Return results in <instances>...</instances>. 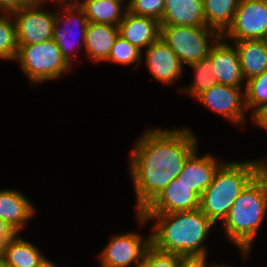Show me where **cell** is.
<instances>
[{"mask_svg":"<svg viewBox=\"0 0 267 267\" xmlns=\"http://www.w3.org/2000/svg\"><path fill=\"white\" fill-rule=\"evenodd\" d=\"M190 127H149L137 137L129 152V176L140 214L182 171L187 158L199 147Z\"/></svg>","mask_w":267,"mask_h":267,"instance_id":"obj_1","label":"cell"},{"mask_svg":"<svg viewBox=\"0 0 267 267\" xmlns=\"http://www.w3.org/2000/svg\"><path fill=\"white\" fill-rule=\"evenodd\" d=\"M135 217L140 227L153 223L150 226L151 245L156 249L178 255L209 254L205 242L216 225L200 209L140 213Z\"/></svg>","mask_w":267,"mask_h":267,"instance_id":"obj_2","label":"cell"},{"mask_svg":"<svg viewBox=\"0 0 267 267\" xmlns=\"http://www.w3.org/2000/svg\"><path fill=\"white\" fill-rule=\"evenodd\" d=\"M267 218V181L258 173L234 201L221 223L227 241L249 261L255 239Z\"/></svg>","mask_w":267,"mask_h":267,"instance_id":"obj_3","label":"cell"},{"mask_svg":"<svg viewBox=\"0 0 267 267\" xmlns=\"http://www.w3.org/2000/svg\"><path fill=\"white\" fill-rule=\"evenodd\" d=\"M258 173V158L225 160L216 170L211 184L201 194L199 209L215 225L222 223L234 201Z\"/></svg>","mask_w":267,"mask_h":267,"instance_id":"obj_4","label":"cell"},{"mask_svg":"<svg viewBox=\"0 0 267 267\" xmlns=\"http://www.w3.org/2000/svg\"><path fill=\"white\" fill-rule=\"evenodd\" d=\"M14 62L24 72L30 85L63 79L73 67L62 56L54 39L38 44H18Z\"/></svg>","mask_w":267,"mask_h":267,"instance_id":"obj_5","label":"cell"},{"mask_svg":"<svg viewBox=\"0 0 267 267\" xmlns=\"http://www.w3.org/2000/svg\"><path fill=\"white\" fill-rule=\"evenodd\" d=\"M221 36L208 26L160 25L161 39L175 51L184 66L207 58Z\"/></svg>","mask_w":267,"mask_h":267,"instance_id":"obj_6","label":"cell"},{"mask_svg":"<svg viewBox=\"0 0 267 267\" xmlns=\"http://www.w3.org/2000/svg\"><path fill=\"white\" fill-rule=\"evenodd\" d=\"M55 5L58 10H55L52 38L57 43L62 56L73 67L77 58L81 56L80 51L84 50L88 19L77 3Z\"/></svg>","mask_w":267,"mask_h":267,"instance_id":"obj_7","label":"cell"},{"mask_svg":"<svg viewBox=\"0 0 267 267\" xmlns=\"http://www.w3.org/2000/svg\"><path fill=\"white\" fill-rule=\"evenodd\" d=\"M128 230L113 234L97 256L101 267H142L143 257L151 245V233Z\"/></svg>","mask_w":267,"mask_h":267,"instance_id":"obj_8","label":"cell"},{"mask_svg":"<svg viewBox=\"0 0 267 267\" xmlns=\"http://www.w3.org/2000/svg\"><path fill=\"white\" fill-rule=\"evenodd\" d=\"M244 89L245 87L216 84L199 93L194 99L207 110L221 115L241 129L248 122Z\"/></svg>","mask_w":267,"mask_h":267,"instance_id":"obj_9","label":"cell"},{"mask_svg":"<svg viewBox=\"0 0 267 267\" xmlns=\"http://www.w3.org/2000/svg\"><path fill=\"white\" fill-rule=\"evenodd\" d=\"M267 35V0H239L234 18L222 34L226 40L264 39Z\"/></svg>","mask_w":267,"mask_h":267,"instance_id":"obj_10","label":"cell"},{"mask_svg":"<svg viewBox=\"0 0 267 267\" xmlns=\"http://www.w3.org/2000/svg\"><path fill=\"white\" fill-rule=\"evenodd\" d=\"M45 5L44 2H35L11 13L18 44H38L52 39L55 11L46 10Z\"/></svg>","mask_w":267,"mask_h":267,"instance_id":"obj_11","label":"cell"},{"mask_svg":"<svg viewBox=\"0 0 267 267\" xmlns=\"http://www.w3.org/2000/svg\"><path fill=\"white\" fill-rule=\"evenodd\" d=\"M141 63L145 64L153 79L166 86L180 82L186 69L175 51L161 37L142 51Z\"/></svg>","mask_w":267,"mask_h":267,"instance_id":"obj_12","label":"cell"},{"mask_svg":"<svg viewBox=\"0 0 267 267\" xmlns=\"http://www.w3.org/2000/svg\"><path fill=\"white\" fill-rule=\"evenodd\" d=\"M199 207L200 196L192 187L175 178L141 213H174Z\"/></svg>","mask_w":267,"mask_h":267,"instance_id":"obj_13","label":"cell"},{"mask_svg":"<svg viewBox=\"0 0 267 267\" xmlns=\"http://www.w3.org/2000/svg\"><path fill=\"white\" fill-rule=\"evenodd\" d=\"M208 57L211 59L213 74L217 77L218 84L245 87L246 81L242 74L239 55L232 42L221 36L212 46Z\"/></svg>","mask_w":267,"mask_h":267,"instance_id":"obj_14","label":"cell"},{"mask_svg":"<svg viewBox=\"0 0 267 267\" xmlns=\"http://www.w3.org/2000/svg\"><path fill=\"white\" fill-rule=\"evenodd\" d=\"M196 149L185 161L182 171L177 179L192 189L199 195L211 184L216 170L226 160L216 158L212 153L202 154Z\"/></svg>","mask_w":267,"mask_h":267,"instance_id":"obj_15","label":"cell"},{"mask_svg":"<svg viewBox=\"0 0 267 267\" xmlns=\"http://www.w3.org/2000/svg\"><path fill=\"white\" fill-rule=\"evenodd\" d=\"M27 197L17 189H0V219L17 233H22L27 222L36 215L35 204Z\"/></svg>","mask_w":267,"mask_h":267,"instance_id":"obj_16","label":"cell"},{"mask_svg":"<svg viewBox=\"0 0 267 267\" xmlns=\"http://www.w3.org/2000/svg\"><path fill=\"white\" fill-rule=\"evenodd\" d=\"M118 29L119 35L141 52L160 37V22L157 19L134 15L128 11Z\"/></svg>","mask_w":267,"mask_h":267,"instance_id":"obj_17","label":"cell"},{"mask_svg":"<svg viewBox=\"0 0 267 267\" xmlns=\"http://www.w3.org/2000/svg\"><path fill=\"white\" fill-rule=\"evenodd\" d=\"M118 35V26L88 22L84 43L86 58L93 64L105 62Z\"/></svg>","mask_w":267,"mask_h":267,"instance_id":"obj_18","label":"cell"},{"mask_svg":"<svg viewBox=\"0 0 267 267\" xmlns=\"http://www.w3.org/2000/svg\"><path fill=\"white\" fill-rule=\"evenodd\" d=\"M160 25L207 26L203 0H165Z\"/></svg>","mask_w":267,"mask_h":267,"instance_id":"obj_19","label":"cell"},{"mask_svg":"<svg viewBox=\"0 0 267 267\" xmlns=\"http://www.w3.org/2000/svg\"><path fill=\"white\" fill-rule=\"evenodd\" d=\"M232 42L238 52L245 81L259 76L267 70V45L264 39Z\"/></svg>","mask_w":267,"mask_h":267,"instance_id":"obj_20","label":"cell"},{"mask_svg":"<svg viewBox=\"0 0 267 267\" xmlns=\"http://www.w3.org/2000/svg\"><path fill=\"white\" fill-rule=\"evenodd\" d=\"M77 4L91 23L118 26L127 11L120 0H79Z\"/></svg>","mask_w":267,"mask_h":267,"instance_id":"obj_21","label":"cell"},{"mask_svg":"<svg viewBox=\"0 0 267 267\" xmlns=\"http://www.w3.org/2000/svg\"><path fill=\"white\" fill-rule=\"evenodd\" d=\"M46 257L44 253L20 233L6 242L2 258L11 267H37Z\"/></svg>","mask_w":267,"mask_h":267,"instance_id":"obj_22","label":"cell"},{"mask_svg":"<svg viewBox=\"0 0 267 267\" xmlns=\"http://www.w3.org/2000/svg\"><path fill=\"white\" fill-rule=\"evenodd\" d=\"M239 0H203L206 25L221 35L233 21Z\"/></svg>","mask_w":267,"mask_h":267,"instance_id":"obj_23","label":"cell"},{"mask_svg":"<svg viewBox=\"0 0 267 267\" xmlns=\"http://www.w3.org/2000/svg\"><path fill=\"white\" fill-rule=\"evenodd\" d=\"M188 67L194 72V77L189 85L178 88L179 92H183L182 94H186L194 99L202 91L218 84V79L213 74L212 62L209 57L190 64Z\"/></svg>","mask_w":267,"mask_h":267,"instance_id":"obj_24","label":"cell"},{"mask_svg":"<svg viewBox=\"0 0 267 267\" xmlns=\"http://www.w3.org/2000/svg\"><path fill=\"white\" fill-rule=\"evenodd\" d=\"M244 94L245 106L247 111H250V117L267 107V70L246 81Z\"/></svg>","mask_w":267,"mask_h":267,"instance_id":"obj_25","label":"cell"},{"mask_svg":"<svg viewBox=\"0 0 267 267\" xmlns=\"http://www.w3.org/2000/svg\"><path fill=\"white\" fill-rule=\"evenodd\" d=\"M18 46L16 25L12 15L0 13V60L14 62Z\"/></svg>","mask_w":267,"mask_h":267,"instance_id":"obj_26","label":"cell"},{"mask_svg":"<svg viewBox=\"0 0 267 267\" xmlns=\"http://www.w3.org/2000/svg\"><path fill=\"white\" fill-rule=\"evenodd\" d=\"M141 56L142 52L138 48L118 35L112 46L110 55L104 63L109 62L114 63V65L116 63L124 67H131L133 64L135 65L133 68L140 69L139 65H142Z\"/></svg>","mask_w":267,"mask_h":267,"instance_id":"obj_27","label":"cell"},{"mask_svg":"<svg viewBox=\"0 0 267 267\" xmlns=\"http://www.w3.org/2000/svg\"><path fill=\"white\" fill-rule=\"evenodd\" d=\"M165 8V0H130L127 11L138 16H147L162 19Z\"/></svg>","mask_w":267,"mask_h":267,"instance_id":"obj_28","label":"cell"},{"mask_svg":"<svg viewBox=\"0 0 267 267\" xmlns=\"http://www.w3.org/2000/svg\"><path fill=\"white\" fill-rule=\"evenodd\" d=\"M180 255L163 252L150 245L146 250L142 267H178Z\"/></svg>","mask_w":267,"mask_h":267,"instance_id":"obj_29","label":"cell"},{"mask_svg":"<svg viewBox=\"0 0 267 267\" xmlns=\"http://www.w3.org/2000/svg\"><path fill=\"white\" fill-rule=\"evenodd\" d=\"M208 254L180 255L178 267H214L216 263L207 262ZM211 263V264H210Z\"/></svg>","mask_w":267,"mask_h":267,"instance_id":"obj_30","label":"cell"},{"mask_svg":"<svg viewBox=\"0 0 267 267\" xmlns=\"http://www.w3.org/2000/svg\"><path fill=\"white\" fill-rule=\"evenodd\" d=\"M34 3L33 0H0V13L11 14L24 7H29Z\"/></svg>","mask_w":267,"mask_h":267,"instance_id":"obj_31","label":"cell"},{"mask_svg":"<svg viewBox=\"0 0 267 267\" xmlns=\"http://www.w3.org/2000/svg\"><path fill=\"white\" fill-rule=\"evenodd\" d=\"M251 120L255 127L262 128L267 132V107L262 108L256 114L251 117Z\"/></svg>","mask_w":267,"mask_h":267,"instance_id":"obj_32","label":"cell"},{"mask_svg":"<svg viewBox=\"0 0 267 267\" xmlns=\"http://www.w3.org/2000/svg\"><path fill=\"white\" fill-rule=\"evenodd\" d=\"M16 234L17 232L10 225L0 219V237L5 242L12 239Z\"/></svg>","mask_w":267,"mask_h":267,"instance_id":"obj_33","label":"cell"},{"mask_svg":"<svg viewBox=\"0 0 267 267\" xmlns=\"http://www.w3.org/2000/svg\"><path fill=\"white\" fill-rule=\"evenodd\" d=\"M266 157V158H265ZM263 158H258L259 160V173L265 178L267 181V156Z\"/></svg>","mask_w":267,"mask_h":267,"instance_id":"obj_34","label":"cell"},{"mask_svg":"<svg viewBox=\"0 0 267 267\" xmlns=\"http://www.w3.org/2000/svg\"><path fill=\"white\" fill-rule=\"evenodd\" d=\"M37 267H59L54 261L49 260L48 257H45Z\"/></svg>","mask_w":267,"mask_h":267,"instance_id":"obj_35","label":"cell"},{"mask_svg":"<svg viewBox=\"0 0 267 267\" xmlns=\"http://www.w3.org/2000/svg\"><path fill=\"white\" fill-rule=\"evenodd\" d=\"M79 0H46V4L49 2V4H68V3H77ZM51 2V3H50Z\"/></svg>","mask_w":267,"mask_h":267,"instance_id":"obj_36","label":"cell"},{"mask_svg":"<svg viewBox=\"0 0 267 267\" xmlns=\"http://www.w3.org/2000/svg\"><path fill=\"white\" fill-rule=\"evenodd\" d=\"M5 244L6 242L0 237V258H2L4 254Z\"/></svg>","mask_w":267,"mask_h":267,"instance_id":"obj_37","label":"cell"},{"mask_svg":"<svg viewBox=\"0 0 267 267\" xmlns=\"http://www.w3.org/2000/svg\"><path fill=\"white\" fill-rule=\"evenodd\" d=\"M0 267H11L3 258H0Z\"/></svg>","mask_w":267,"mask_h":267,"instance_id":"obj_38","label":"cell"},{"mask_svg":"<svg viewBox=\"0 0 267 267\" xmlns=\"http://www.w3.org/2000/svg\"><path fill=\"white\" fill-rule=\"evenodd\" d=\"M214 267H237V266H233V265H229V264H227V263H222V264H217L216 263V265L214 266Z\"/></svg>","mask_w":267,"mask_h":267,"instance_id":"obj_39","label":"cell"},{"mask_svg":"<svg viewBox=\"0 0 267 267\" xmlns=\"http://www.w3.org/2000/svg\"><path fill=\"white\" fill-rule=\"evenodd\" d=\"M120 1H122V2L125 3L126 5H128L129 2H130V0H120Z\"/></svg>","mask_w":267,"mask_h":267,"instance_id":"obj_40","label":"cell"},{"mask_svg":"<svg viewBox=\"0 0 267 267\" xmlns=\"http://www.w3.org/2000/svg\"><path fill=\"white\" fill-rule=\"evenodd\" d=\"M34 2H44L46 3V0H33Z\"/></svg>","mask_w":267,"mask_h":267,"instance_id":"obj_41","label":"cell"},{"mask_svg":"<svg viewBox=\"0 0 267 267\" xmlns=\"http://www.w3.org/2000/svg\"><path fill=\"white\" fill-rule=\"evenodd\" d=\"M264 40H265V42H266V45H267V35H266V37L264 38Z\"/></svg>","mask_w":267,"mask_h":267,"instance_id":"obj_42","label":"cell"}]
</instances>
